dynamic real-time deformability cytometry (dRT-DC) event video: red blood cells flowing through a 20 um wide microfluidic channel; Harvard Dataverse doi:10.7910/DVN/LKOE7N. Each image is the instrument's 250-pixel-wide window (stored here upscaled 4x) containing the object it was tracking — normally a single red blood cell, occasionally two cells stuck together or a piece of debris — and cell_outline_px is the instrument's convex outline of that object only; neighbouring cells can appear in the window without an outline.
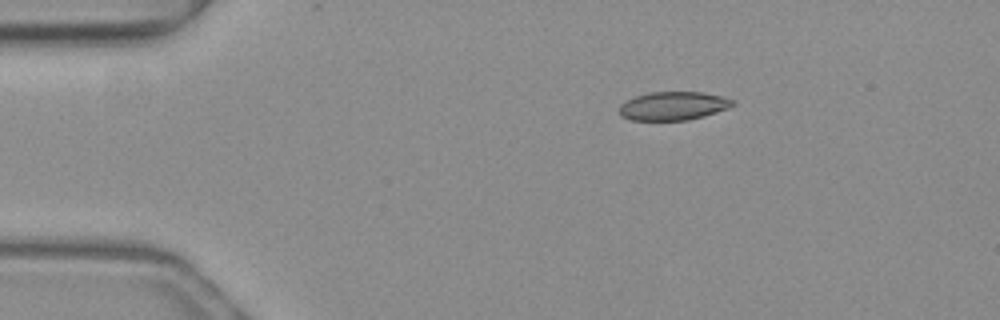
{"species": "common noctule bat (a hibernating species)", "species_latin": "Nyctalus noctula", "temperature_condition": "warm", "stored_images_in_passage": 43, "camera_frame_rate_fps": 3000, "um_per_image_px": 0.085, "animal": {"sex": "female", "body_mass_g": 19.3, "forearm_length_mm": 54.1}, "frame": {"image": 1, "passage_image": 1, "time_ms": 0.0, "image_size_px": [1000, 320], "cell_outline_px": [[736, 104], [728, 108], [704, 116], [688, 120], [632, 120], [620, 116], [620, 104], [636, 96], [648, 92], [700, 92], [724, 96], [736, 100]], "centroid_in_image_um": [57.26, 9.0], "position_along_channel_um": 27.7, "area_um2": 18.9}}
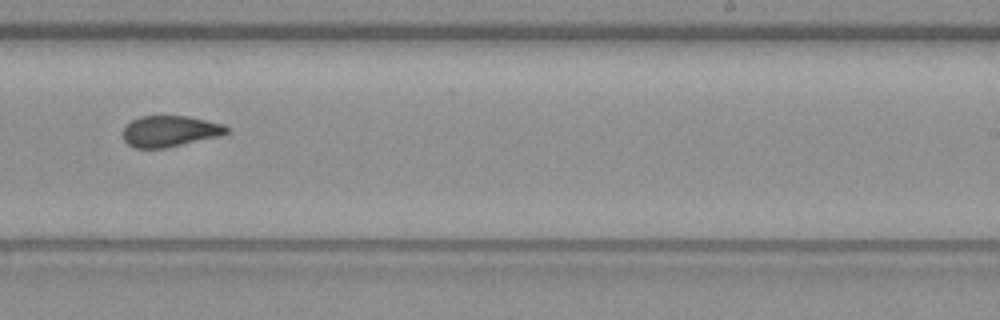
{"frame": {"image": 2, "passage_image": 24, "time_ms": 7.667, "image_size_px": [1000, 320], "cell_outline_px": [[228, 132], [220, 136], [164, 148], [136, 148], [128, 144], [124, 140], [124, 128], [132, 120], [140, 116], [188, 116], [224, 124], [228, 128]], "centroid_in_image_um": [14.45, 11.15], "position_along_channel_um": 274.5, "area_um2": 18.61}}
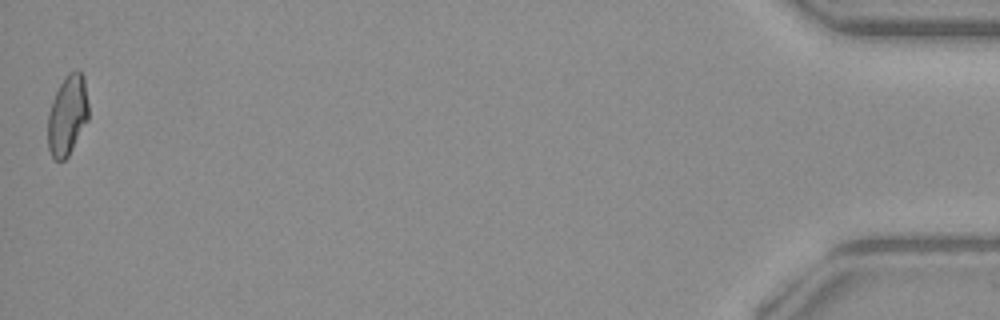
{"frame": {"image": 3, "passage_image": 43, "time_ms": 14.0, "image_size_px": [1000, 320], "cell_outline_px": [[88, 120], [68, 156], [64, 160], [56, 160], [52, 156], [48, 148], [48, 112], [52, 100], [64, 76], [68, 72], [76, 68], [80, 68], [84, 76], [88, 104]], "centroid_in_image_um": [5.74, 9.74], "position_along_channel_um": 429.5, "area_um2": 19.19}, "authors_computed_cell_mechanics": {"area_um2": 19.5364, "velocity_mm_per_s": 4.0211, "shape_relaxation_time_tau1_ms": 9.1351, "shape_relaxation_time_tau2_ms": 2.4237, "deformation_change_tau1": 0.2037, "deformation_change_tau2": 0.079}}